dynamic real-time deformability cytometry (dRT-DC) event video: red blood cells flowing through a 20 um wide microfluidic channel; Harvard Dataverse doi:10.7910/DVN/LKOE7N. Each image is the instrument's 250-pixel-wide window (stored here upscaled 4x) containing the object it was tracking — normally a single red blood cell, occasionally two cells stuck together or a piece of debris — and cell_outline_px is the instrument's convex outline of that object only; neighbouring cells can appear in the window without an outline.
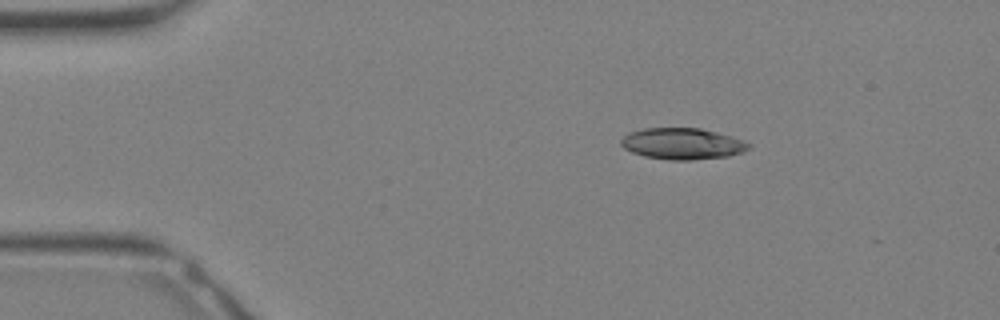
{"species": "Egyptian fruit bat (a non-hibernating species)", "species_latin": "Rousettus aegyptiacus", "temperature_condition": "warm", "stored_images_in_passage": 5, "camera_frame_rate_fps": 3000, "um_per_image_px": 0.085, "animal": {"sex": "female"}, "frame": {"image": 1, "passage_image": 1, "time_ms": 0.0, "image_size_px": [1000, 320], "cell_outline_px": [[752, 144], [744, 152], [728, 156], [692, 160], [672, 160], [644, 156], [632, 152], [624, 148], [620, 144], [620, 140], [628, 132], [644, 128], [700, 128], [732, 136], [744, 140]], "centroid_in_image_um": [58.01, 12.21], "position_along_channel_um": 27.0, "area_um2": 23.41}}